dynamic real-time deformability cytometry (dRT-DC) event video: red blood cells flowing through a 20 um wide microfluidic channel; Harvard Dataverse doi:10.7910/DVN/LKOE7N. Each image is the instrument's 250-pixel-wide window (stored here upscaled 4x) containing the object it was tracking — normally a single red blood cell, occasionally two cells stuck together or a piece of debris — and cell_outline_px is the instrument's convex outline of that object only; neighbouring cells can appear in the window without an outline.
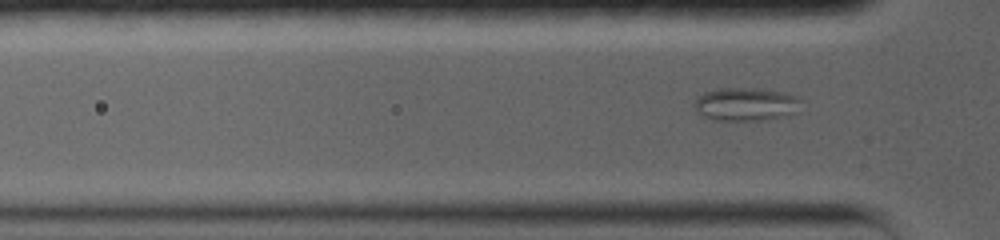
{"species": "common noctule bat (a hibernating species)", "species_latin": "Nyctalus noctula", "temperature_condition": "warm", "stored_images_in_passage": 23, "camera_frame_rate_fps": 5000, "um_per_image_px": 0.085, "animal": {"sex": "female", "body_mass_g": 19.0, "forearm_length_mm": 56.7}, "frame": {"image": 1, "passage_image": 5, "time_ms": 1.4, "image_size_px": [1000, 240], "cell_outline_px": [[800, 100], [796, 112], [788, 116], [768, 120], [712, 120], [700, 116], [692, 104], [696, 96], [704, 92], [720, 88], [760, 88], [780, 92], [796, 96]], "centroid_in_image_um": [63.33, 8.87], "position_along_channel_um": 62.5, "area_um2": 20.98}}
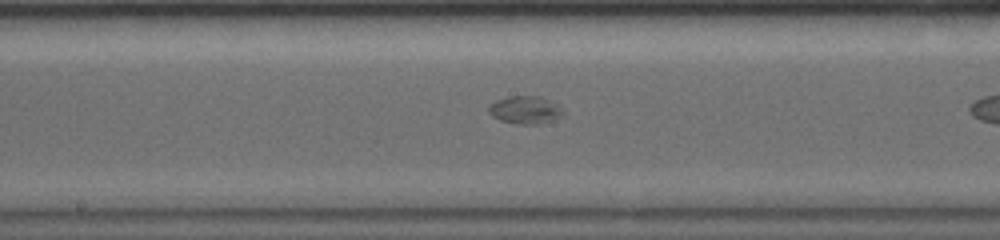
{"frame": {"image": 2, "passage_image": 16, "time_ms": 5.4, "image_size_px": [1000, 240], "cell_outline_px": [[564, 112], [548, 120], [536, 124], [520, 124], [500, 120], [492, 116], [488, 112], [488, 108], [496, 100], [508, 96], [540, 96], [548, 100], [560, 108]], "centroid_in_image_um": [44.55, 9.32], "position_along_channel_um": 203.7, "area_um2": 11.5}}
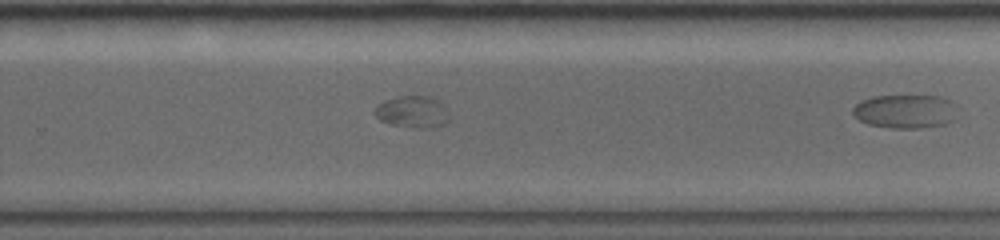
{"frame": {"image": 3, "passage_image": 23, "time_ms": 8.0, "image_size_px": [1000, 240], "cell_outline_px": [[948, 100], [944, 124], [916, 128], [892, 128], [868, 124], [860, 120], [852, 112], [852, 108], [856, 104], [872, 96], [940, 96]], "centroid_in_image_um": [76.69, 9.46], "position_along_channel_um": 253.1, "area_um2": 19.07}}